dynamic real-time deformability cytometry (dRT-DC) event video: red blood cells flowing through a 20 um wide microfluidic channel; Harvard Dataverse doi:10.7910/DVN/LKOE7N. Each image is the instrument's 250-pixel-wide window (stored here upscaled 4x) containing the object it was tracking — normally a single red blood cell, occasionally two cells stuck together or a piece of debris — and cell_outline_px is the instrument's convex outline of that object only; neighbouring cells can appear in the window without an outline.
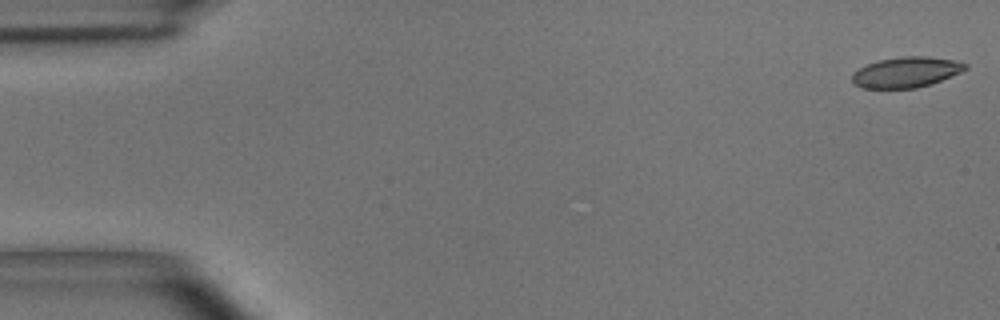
{"species": "common noctule bat (a hibernating species)", "species_latin": "Nyctalus noctula", "temperature_condition": "room temperature", "stored_images_in_passage": 54, "camera_frame_rate_fps": 3000, "um_per_image_px": 0.085, "animal": {"sex": "male", "body_mass_g": 15.6}, "frame": {"image": 1, "passage_image": 1, "time_ms": 0.0, "image_size_px": [1000, 320], "cell_outline_px": [[968, 68], [960, 72], [940, 80], [916, 88], [860, 88], [852, 84], [852, 72], [868, 64], [880, 60], [900, 56], [928, 56], [952, 60], [968, 64]], "centroid_in_image_um": [76.98, 6.13], "position_along_channel_um": 8.0, "area_um2": 20.0}}
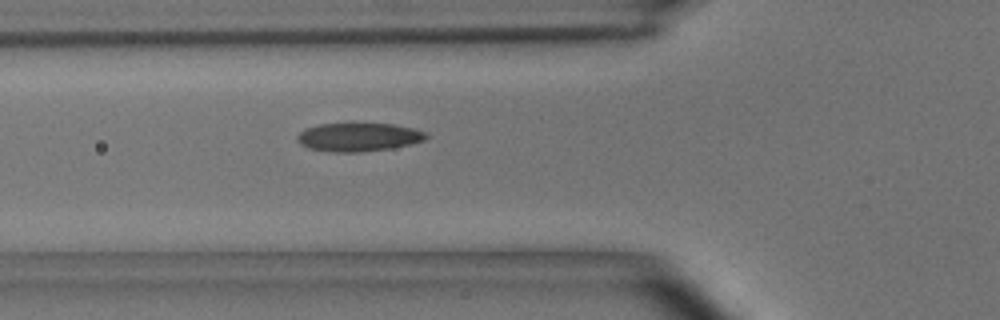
{"frame": {"image": 2, "passage_image": 19, "time_ms": 6.0, "image_size_px": [1000, 320], "cell_outline_px": [[428, 136], [424, 140], [408, 144], [388, 148], [360, 152], [332, 152], [308, 148], [300, 144], [296, 140], [296, 136], [304, 128], [320, 124], [392, 124], [412, 128], [428, 132]], "centroid_in_image_um": [30.43, 11.65], "position_along_channel_um": 95.4, "area_um2": 21.21}}
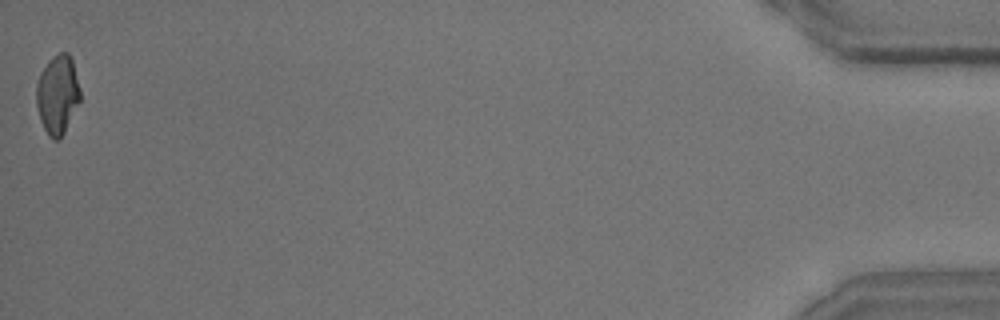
{"frame": {"image": 3, "passage_image": 54, "time_ms": 17.667, "image_size_px": [1000, 320], "cell_outline_px": [[80, 100], [60, 140], [52, 140], [48, 136], [40, 120], [36, 104], [36, 84], [40, 72], [48, 60], [52, 56], [60, 52], [68, 52], [72, 60], [80, 88]], "centroid_in_image_um": [4.87, 8.03], "position_along_channel_um": 430.3, "area_um2": 20.29}, "authors_computed_cell_mechanics": {"area_um2": 21.0392, "velocity_mm_per_s": 3.6686, "shape_relaxation_time_tau1_ms": 3.617, "shape_relaxation_time_tau2_ms": 1.6494, "deformation_change_tau1": 0.1274, "deformation_change_tau2": 0.0742}}